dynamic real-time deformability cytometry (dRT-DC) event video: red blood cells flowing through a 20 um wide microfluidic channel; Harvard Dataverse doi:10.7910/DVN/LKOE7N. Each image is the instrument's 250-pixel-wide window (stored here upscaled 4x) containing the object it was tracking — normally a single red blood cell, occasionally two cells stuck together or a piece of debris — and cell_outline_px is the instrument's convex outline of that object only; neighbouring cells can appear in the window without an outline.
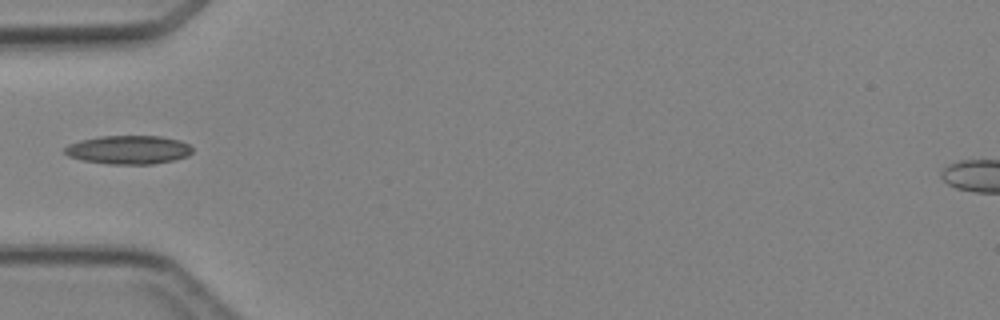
{"species": "Egyptian fruit bat (a non-hibernating species)", "species_latin": "Rousettus aegyptiacus", "temperature_condition": "cold", "stored_images_in_passage": 1, "camera_frame_rate_fps": 3000, "um_per_image_px": 0.085, "animal": {"sex": "female"}, "frame": {"image": 1, "passage_image": 1, "time_ms": 0.0, "image_size_px": [1000, 320], "cell_outline_px": [[192, 152], [188, 156], [176, 160], [152, 164], [108, 164], [84, 160], [68, 156], [64, 152], [64, 148], [68, 144], [80, 140], [100, 136], [160, 136], [180, 140], [188, 144], [192, 148]], "centroid_in_image_um": [10.94, 12.73], "position_along_channel_um": 74.1, "area_um2": 21.39}}